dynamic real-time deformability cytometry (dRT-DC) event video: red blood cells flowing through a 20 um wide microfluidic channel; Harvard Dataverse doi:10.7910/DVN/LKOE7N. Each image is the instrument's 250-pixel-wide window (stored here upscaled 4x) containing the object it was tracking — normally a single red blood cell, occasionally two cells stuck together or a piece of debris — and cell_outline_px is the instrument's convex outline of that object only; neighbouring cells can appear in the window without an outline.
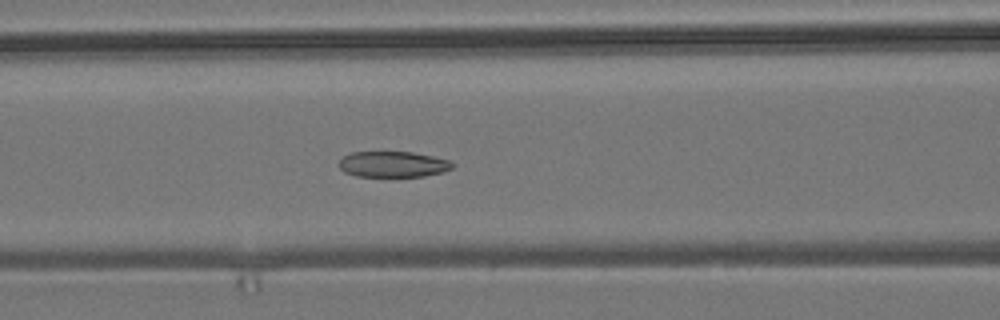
{"species": "common noctule bat (a hibernating species)", "species_latin": "Nyctalus noctula", "temperature_condition": "room temperature", "stored_images_in_passage": 17, "camera_frame_rate_fps": 3000, "um_per_image_px": 0.085, "animal": {"sex": "male", "body_mass_g": 19.2, "forearm_length_mm": 51.8}, "frame": {"image": 1, "passage_image": 12, "time_ms": 3.667, "image_size_px": [1000, 320], "cell_outline_px": [[456, 164], [452, 168], [440, 172], [424, 176], [356, 176], [344, 172], [340, 168], [340, 160], [344, 156], [352, 152], [412, 152], [432, 156], [448, 160]], "centroid_in_image_um": [33.4, 13.96], "position_along_channel_um": 133.2, "area_um2": 16.88}}
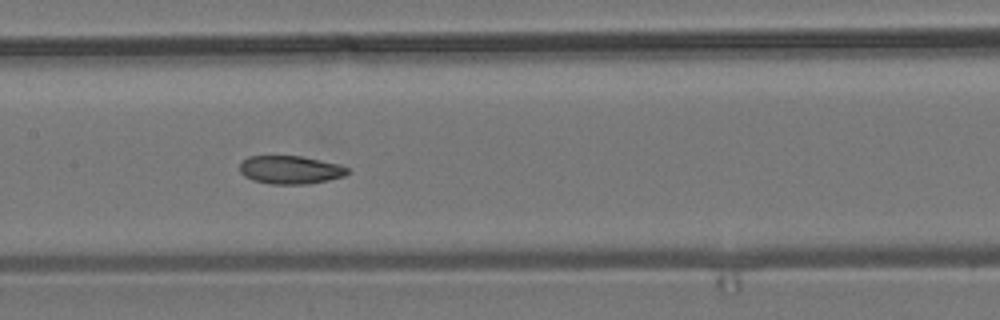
{"frame": {"image": 2, "passage_image": 16, "time_ms": 5.0, "image_size_px": [1000, 320], "cell_outline_px": [[348, 172], [344, 176], [328, 180], [308, 184], [272, 184], [252, 180], [244, 176], [240, 172], [240, 164], [248, 156], [300, 156], [340, 164], [348, 168]], "centroid_in_image_um": [24.67, 14.44], "position_along_channel_um": 182.7, "area_um2": 17.69}}